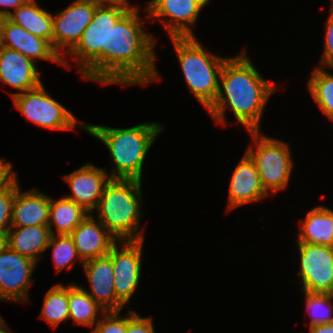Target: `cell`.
Segmentation results:
<instances>
[{
    "mask_svg": "<svg viewBox=\"0 0 333 333\" xmlns=\"http://www.w3.org/2000/svg\"><path fill=\"white\" fill-rule=\"evenodd\" d=\"M40 317L52 328L69 320L68 285L62 283L52 286L44 296Z\"/></svg>",
    "mask_w": 333,
    "mask_h": 333,
    "instance_id": "cell-27",
    "label": "cell"
},
{
    "mask_svg": "<svg viewBox=\"0 0 333 333\" xmlns=\"http://www.w3.org/2000/svg\"><path fill=\"white\" fill-rule=\"evenodd\" d=\"M120 312L121 311L104 312L91 333H126L127 314L124 316L121 315Z\"/></svg>",
    "mask_w": 333,
    "mask_h": 333,
    "instance_id": "cell-31",
    "label": "cell"
},
{
    "mask_svg": "<svg viewBox=\"0 0 333 333\" xmlns=\"http://www.w3.org/2000/svg\"><path fill=\"white\" fill-rule=\"evenodd\" d=\"M0 28L2 47L17 50L35 63L39 59L63 64L62 58L47 40L30 33L7 17L0 18Z\"/></svg>",
    "mask_w": 333,
    "mask_h": 333,
    "instance_id": "cell-15",
    "label": "cell"
},
{
    "mask_svg": "<svg viewBox=\"0 0 333 333\" xmlns=\"http://www.w3.org/2000/svg\"><path fill=\"white\" fill-rule=\"evenodd\" d=\"M209 1L149 0L143 9L147 12L148 20L163 23L170 37H195L192 25L196 24L200 11Z\"/></svg>",
    "mask_w": 333,
    "mask_h": 333,
    "instance_id": "cell-10",
    "label": "cell"
},
{
    "mask_svg": "<svg viewBox=\"0 0 333 333\" xmlns=\"http://www.w3.org/2000/svg\"><path fill=\"white\" fill-rule=\"evenodd\" d=\"M164 125L144 122L130 128H112L86 124L85 131L108 148L114 167L110 178L137 179L142 181L146 155Z\"/></svg>",
    "mask_w": 333,
    "mask_h": 333,
    "instance_id": "cell-3",
    "label": "cell"
},
{
    "mask_svg": "<svg viewBox=\"0 0 333 333\" xmlns=\"http://www.w3.org/2000/svg\"><path fill=\"white\" fill-rule=\"evenodd\" d=\"M306 214L299 224L297 242L333 247V210L319 205Z\"/></svg>",
    "mask_w": 333,
    "mask_h": 333,
    "instance_id": "cell-22",
    "label": "cell"
},
{
    "mask_svg": "<svg viewBox=\"0 0 333 333\" xmlns=\"http://www.w3.org/2000/svg\"><path fill=\"white\" fill-rule=\"evenodd\" d=\"M99 4L75 0L53 16L52 47L63 58L80 40Z\"/></svg>",
    "mask_w": 333,
    "mask_h": 333,
    "instance_id": "cell-13",
    "label": "cell"
},
{
    "mask_svg": "<svg viewBox=\"0 0 333 333\" xmlns=\"http://www.w3.org/2000/svg\"><path fill=\"white\" fill-rule=\"evenodd\" d=\"M70 236L83 262L106 256L117 242L93 213H89Z\"/></svg>",
    "mask_w": 333,
    "mask_h": 333,
    "instance_id": "cell-18",
    "label": "cell"
},
{
    "mask_svg": "<svg viewBox=\"0 0 333 333\" xmlns=\"http://www.w3.org/2000/svg\"><path fill=\"white\" fill-rule=\"evenodd\" d=\"M106 167H97L87 163L64 176V181L72 191L71 195L65 198L81 205L89 213H93L97 208L103 189L110 180Z\"/></svg>",
    "mask_w": 333,
    "mask_h": 333,
    "instance_id": "cell-14",
    "label": "cell"
},
{
    "mask_svg": "<svg viewBox=\"0 0 333 333\" xmlns=\"http://www.w3.org/2000/svg\"><path fill=\"white\" fill-rule=\"evenodd\" d=\"M309 333H333V323L311 326Z\"/></svg>",
    "mask_w": 333,
    "mask_h": 333,
    "instance_id": "cell-36",
    "label": "cell"
},
{
    "mask_svg": "<svg viewBox=\"0 0 333 333\" xmlns=\"http://www.w3.org/2000/svg\"><path fill=\"white\" fill-rule=\"evenodd\" d=\"M190 93L208 110L219 93L220 73L228 57L204 50L196 37H170Z\"/></svg>",
    "mask_w": 333,
    "mask_h": 333,
    "instance_id": "cell-5",
    "label": "cell"
},
{
    "mask_svg": "<svg viewBox=\"0 0 333 333\" xmlns=\"http://www.w3.org/2000/svg\"><path fill=\"white\" fill-rule=\"evenodd\" d=\"M5 245V235L0 233V249Z\"/></svg>",
    "mask_w": 333,
    "mask_h": 333,
    "instance_id": "cell-38",
    "label": "cell"
},
{
    "mask_svg": "<svg viewBox=\"0 0 333 333\" xmlns=\"http://www.w3.org/2000/svg\"><path fill=\"white\" fill-rule=\"evenodd\" d=\"M3 299H0V301H2ZM5 320L3 319V317L0 316V328H5L7 325L4 322Z\"/></svg>",
    "mask_w": 333,
    "mask_h": 333,
    "instance_id": "cell-39",
    "label": "cell"
},
{
    "mask_svg": "<svg viewBox=\"0 0 333 333\" xmlns=\"http://www.w3.org/2000/svg\"><path fill=\"white\" fill-rule=\"evenodd\" d=\"M91 289L82 287L106 312L116 311L114 273L111 258L106 255L83 262Z\"/></svg>",
    "mask_w": 333,
    "mask_h": 333,
    "instance_id": "cell-20",
    "label": "cell"
},
{
    "mask_svg": "<svg viewBox=\"0 0 333 333\" xmlns=\"http://www.w3.org/2000/svg\"><path fill=\"white\" fill-rule=\"evenodd\" d=\"M86 1H92V2H96L98 4H109V3L117 2L119 0H86Z\"/></svg>",
    "mask_w": 333,
    "mask_h": 333,
    "instance_id": "cell-37",
    "label": "cell"
},
{
    "mask_svg": "<svg viewBox=\"0 0 333 333\" xmlns=\"http://www.w3.org/2000/svg\"><path fill=\"white\" fill-rule=\"evenodd\" d=\"M7 18L52 45L53 15L43 9L36 0H29L11 12Z\"/></svg>",
    "mask_w": 333,
    "mask_h": 333,
    "instance_id": "cell-23",
    "label": "cell"
},
{
    "mask_svg": "<svg viewBox=\"0 0 333 333\" xmlns=\"http://www.w3.org/2000/svg\"><path fill=\"white\" fill-rule=\"evenodd\" d=\"M252 143L246 153L254 161L262 186L269 193L285 190L290 183L294 166L290 146L281 139H274L261 134L260 131H249Z\"/></svg>",
    "mask_w": 333,
    "mask_h": 333,
    "instance_id": "cell-7",
    "label": "cell"
},
{
    "mask_svg": "<svg viewBox=\"0 0 333 333\" xmlns=\"http://www.w3.org/2000/svg\"><path fill=\"white\" fill-rule=\"evenodd\" d=\"M16 195V177L0 191V233L6 235L11 228L12 206Z\"/></svg>",
    "mask_w": 333,
    "mask_h": 333,
    "instance_id": "cell-30",
    "label": "cell"
},
{
    "mask_svg": "<svg viewBox=\"0 0 333 333\" xmlns=\"http://www.w3.org/2000/svg\"><path fill=\"white\" fill-rule=\"evenodd\" d=\"M16 176V195L12 206L11 227L48 225L50 196L39 189L21 191Z\"/></svg>",
    "mask_w": 333,
    "mask_h": 333,
    "instance_id": "cell-19",
    "label": "cell"
},
{
    "mask_svg": "<svg viewBox=\"0 0 333 333\" xmlns=\"http://www.w3.org/2000/svg\"><path fill=\"white\" fill-rule=\"evenodd\" d=\"M12 99L16 109L39 127L63 131L79 126L85 130L86 124L78 122L71 111L53 99L43 83L35 89L13 95Z\"/></svg>",
    "mask_w": 333,
    "mask_h": 333,
    "instance_id": "cell-8",
    "label": "cell"
},
{
    "mask_svg": "<svg viewBox=\"0 0 333 333\" xmlns=\"http://www.w3.org/2000/svg\"><path fill=\"white\" fill-rule=\"evenodd\" d=\"M29 0H0V18L7 17L12 11L7 10L13 8L14 11ZM6 8V9H3Z\"/></svg>",
    "mask_w": 333,
    "mask_h": 333,
    "instance_id": "cell-35",
    "label": "cell"
},
{
    "mask_svg": "<svg viewBox=\"0 0 333 333\" xmlns=\"http://www.w3.org/2000/svg\"><path fill=\"white\" fill-rule=\"evenodd\" d=\"M152 322L151 317H142L137 312L129 310L126 333H155Z\"/></svg>",
    "mask_w": 333,
    "mask_h": 333,
    "instance_id": "cell-33",
    "label": "cell"
},
{
    "mask_svg": "<svg viewBox=\"0 0 333 333\" xmlns=\"http://www.w3.org/2000/svg\"><path fill=\"white\" fill-rule=\"evenodd\" d=\"M330 1V3H331V7H330V10H333V0H329Z\"/></svg>",
    "mask_w": 333,
    "mask_h": 333,
    "instance_id": "cell-42",
    "label": "cell"
},
{
    "mask_svg": "<svg viewBox=\"0 0 333 333\" xmlns=\"http://www.w3.org/2000/svg\"><path fill=\"white\" fill-rule=\"evenodd\" d=\"M302 292L306 300L305 309L310 316L309 327L333 323V294Z\"/></svg>",
    "mask_w": 333,
    "mask_h": 333,
    "instance_id": "cell-29",
    "label": "cell"
},
{
    "mask_svg": "<svg viewBox=\"0 0 333 333\" xmlns=\"http://www.w3.org/2000/svg\"><path fill=\"white\" fill-rule=\"evenodd\" d=\"M274 84L260 75L243 49L240 55L228 57L223 64L219 93L207 112L216 123L226 126L225 110L229 107L247 132L260 131L266 103L277 89Z\"/></svg>",
    "mask_w": 333,
    "mask_h": 333,
    "instance_id": "cell-2",
    "label": "cell"
},
{
    "mask_svg": "<svg viewBox=\"0 0 333 333\" xmlns=\"http://www.w3.org/2000/svg\"><path fill=\"white\" fill-rule=\"evenodd\" d=\"M50 237L48 225L11 227L5 235V244L20 255L39 263L41 254L47 250Z\"/></svg>",
    "mask_w": 333,
    "mask_h": 333,
    "instance_id": "cell-21",
    "label": "cell"
},
{
    "mask_svg": "<svg viewBox=\"0 0 333 333\" xmlns=\"http://www.w3.org/2000/svg\"><path fill=\"white\" fill-rule=\"evenodd\" d=\"M40 70L34 61L17 50L0 49V82L17 90L11 97L37 88L42 84Z\"/></svg>",
    "mask_w": 333,
    "mask_h": 333,
    "instance_id": "cell-17",
    "label": "cell"
},
{
    "mask_svg": "<svg viewBox=\"0 0 333 333\" xmlns=\"http://www.w3.org/2000/svg\"><path fill=\"white\" fill-rule=\"evenodd\" d=\"M135 5L111 28V50L83 78L104 86H146L159 81L156 69V38L143 29L146 24Z\"/></svg>",
    "mask_w": 333,
    "mask_h": 333,
    "instance_id": "cell-1",
    "label": "cell"
},
{
    "mask_svg": "<svg viewBox=\"0 0 333 333\" xmlns=\"http://www.w3.org/2000/svg\"><path fill=\"white\" fill-rule=\"evenodd\" d=\"M2 48V33H1V28H0V49Z\"/></svg>",
    "mask_w": 333,
    "mask_h": 333,
    "instance_id": "cell-41",
    "label": "cell"
},
{
    "mask_svg": "<svg viewBox=\"0 0 333 333\" xmlns=\"http://www.w3.org/2000/svg\"><path fill=\"white\" fill-rule=\"evenodd\" d=\"M142 181L110 178L97 208L98 220L117 241L144 240L138 231L142 214Z\"/></svg>",
    "mask_w": 333,
    "mask_h": 333,
    "instance_id": "cell-4",
    "label": "cell"
},
{
    "mask_svg": "<svg viewBox=\"0 0 333 333\" xmlns=\"http://www.w3.org/2000/svg\"><path fill=\"white\" fill-rule=\"evenodd\" d=\"M128 1L99 4L78 43L62 58V65L71 69L67 61L71 56L84 78L111 50V28L133 7Z\"/></svg>",
    "mask_w": 333,
    "mask_h": 333,
    "instance_id": "cell-6",
    "label": "cell"
},
{
    "mask_svg": "<svg viewBox=\"0 0 333 333\" xmlns=\"http://www.w3.org/2000/svg\"><path fill=\"white\" fill-rule=\"evenodd\" d=\"M52 247V261L59 273L62 269L71 270L76 261H83L77 253L74 241L70 235H51L47 250Z\"/></svg>",
    "mask_w": 333,
    "mask_h": 333,
    "instance_id": "cell-28",
    "label": "cell"
},
{
    "mask_svg": "<svg viewBox=\"0 0 333 333\" xmlns=\"http://www.w3.org/2000/svg\"><path fill=\"white\" fill-rule=\"evenodd\" d=\"M143 242L144 240L117 241L107 254L111 258L115 276L113 284L116 294V311H121L126 304L128 305L139 286Z\"/></svg>",
    "mask_w": 333,
    "mask_h": 333,
    "instance_id": "cell-9",
    "label": "cell"
},
{
    "mask_svg": "<svg viewBox=\"0 0 333 333\" xmlns=\"http://www.w3.org/2000/svg\"><path fill=\"white\" fill-rule=\"evenodd\" d=\"M307 87L319 109L333 122V74L317 66L312 70Z\"/></svg>",
    "mask_w": 333,
    "mask_h": 333,
    "instance_id": "cell-26",
    "label": "cell"
},
{
    "mask_svg": "<svg viewBox=\"0 0 333 333\" xmlns=\"http://www.w3.org/2000/svg\"><path fill=\"white\" fill-rule=\"evenodd\" d=\"M302 291L333 294V247L296 242Z\"/></svg>",
    "mask_w": 333,
    "mask_h": 333,
    "instance_id": "cell-11",
    "label": "cell"
},
{
    "mask_svg": "<svg viewBox=\"0 0 333 333\" xmlns=\"http://www.w3.org/2000/svg\"><path fill=\"white\" fill-rule=\"evenodd\" d=\"M69 320L76 325L87 327L95 326L100 315L106 312L83 288L71 282L68 284ZM101 312V313H99ZM99 316H98V315Z\"/></svg>",
    "mask_w": 333,
    "mask_h": 333,
    "instance_id": "cell-25",
    "label": "cell"
},
{
    "mask_svg": "<svg viewBox=\"0 0 333 333\" xmlns=\"http://www.w3.org/2000/svg\"><path fill=\"white\" fill-rule=\"evenodd\" d=\"M16 172H13V165L6 162L5 159H0V191L3 190L15 177Z\"/></svg>",
    "mask_w": 333,
    "mask_h": 333,
    "instance_id": "cell-34",
    "label": "cell"
},
{
    "mask_svg": "<svg viewBox=\"0 0 333 333\" xmlns=\"http://www.w3.org/2000/svg\"><path fill=\"white\" fill-rule=\"evenodd\" d=\"M324 51L321 55L320 67L333 69V10H330L329 17L325 23Z\"/></svg>",
    "mask_w": 333,
    "mask_h": 333,
    "instance_id": "cell-32",
    "label": "cell"
},
{
    "mask_svg": "<svg viewBox=\"0 0 333 333\" xmlns=\"http://www.w3.org/2000/svg\"><path fill=\"white\" fill-rule=\"evenodd\" d=\"M0 333H12V331L6 326L5 328H0Z\"/></svg>",
    "mask_w": 333,
    "mask_h": 333,
    "instance_id": "cell-40",
    "label": "cell"
},
{
    "mask_svg": "<svg viewBox=\"0 0 333 333\" xmlns=\"http://www.w3.org/2000/svg\"><path fill=\"white\" fill-rule=\"evenodd\" d=\"M228 194V211L262 201L270 195L262 186L256 165L246 152L231 175Z\"/></svg>",
    "mask_w": 333,
    "mask_h": 333,
    "instance_id": "cell-16",
    "label": "cell"
},
{
    "mask_svg": "<svg viewBox=\"0 0 333 333\" xmlns=\"http://www.w3.org/2000/svg\"><path fill=\"white\" fill-rule=\"evenodd\" d=\"M88 215L89 212L74 201L64 196L58 200L50 196L48 227L51 235H70Z\"/></svg>",
    "mask_w": 333,
    "mask_h": 333,
    "instance_id": "cell-24",
    "label": "cell"
},
{
    "mask_svg": "<svg viewBox=\"0 0 333 333\" xmlns=\"http://www.w3.org/2000/svg\"><path fill=\"white\" fill-rule=\"evenodd\" d=\"M37 262L20 255L6 244L0 249V299L10 302H29V287Z\"/></svg>",
    "mask_w": 333,
    "mask_h": 333,
    "instance_id": "cell-12",
    "label": "cell"
}]
</instances>
